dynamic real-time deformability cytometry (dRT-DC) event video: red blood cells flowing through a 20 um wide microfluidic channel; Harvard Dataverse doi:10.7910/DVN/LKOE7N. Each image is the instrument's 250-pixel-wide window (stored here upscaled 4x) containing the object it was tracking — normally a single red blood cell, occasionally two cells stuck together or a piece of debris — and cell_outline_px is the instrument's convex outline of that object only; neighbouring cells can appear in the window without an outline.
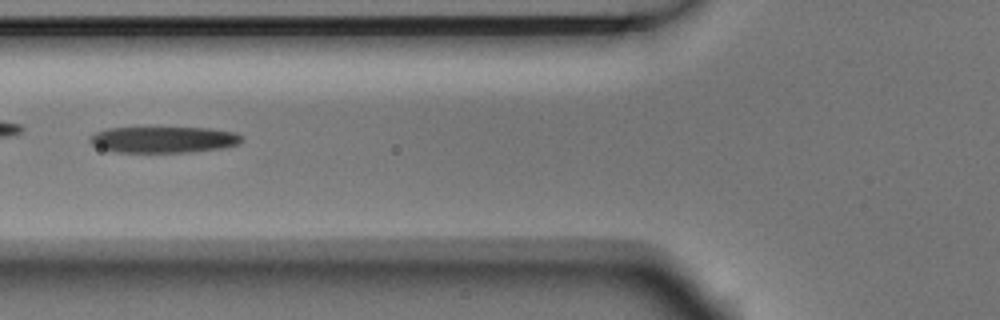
{"species": "Egyptian fruit bat (a non-hibernating species)", "species_latin": "Rousettus aegyptiacus", "temperature_condition": "room temperature", "stored_images_in_passage": 9, "camera_frame_rate_fps": 3000, "um_per_image_px": 0.085, "animal": {"sex": "male"}, "frame": {"image": 1, "passage_image": 6, "time_ms": 1.667, "image_size_px": [1000, 320], "cell_outline_px": [[244, 140], [240, 144], [220, 148], [192, 152], [112, 152], [100, 148], [92, 144], [88, 140], [96, 132], [108, 128], [212, 128], [236, 132], [244, 136]], "centroid_in_image_um": [13.96, 11.87], "position_along_channel_um": 111.8, "area_um2": 23.35}}
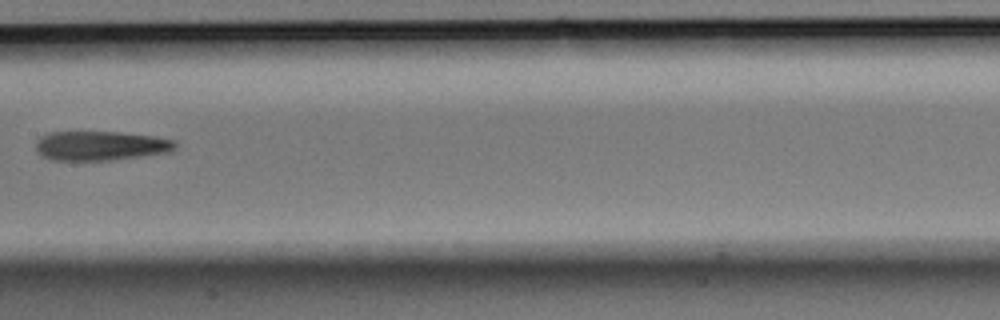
{"frame": {"image": 2, "passage_image": 8, "time_ms": 2.333, "image_size_px": [1000, 320], "cell_outline_px": [[176, 148], [172, 152], [108, 160], [52, 160], [44, 156], [36, 148], [36, 140], [40, 136], [48, 132], [120, 132], [156, 136], [172, 140], [176, 144]], "centroid_in_image_um": [8.56, 12.38], "position_along_channel_um": 198.8, "area_um2": 23.81}}
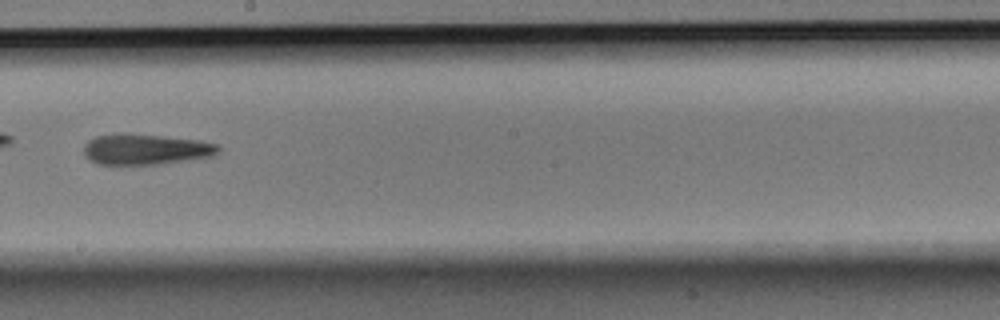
{"frame": {"image": 3, "passage_image": 9, "time_ms": 2.667, "image_size_px": [1000, 320], "cell_outline_px": [[220, 152], [212, 156], [164, 164], [120, 168], [96, 164], [88, 160], [84, 156], [84, 144], [88, 140], [96, 136], [164, 136], [200, 140], [216, 144], [220, 148]], "centroid_in_image_um": [12.35, 12.79], "position_along_channel_um": 235.8, "area_um2": 24.45}}